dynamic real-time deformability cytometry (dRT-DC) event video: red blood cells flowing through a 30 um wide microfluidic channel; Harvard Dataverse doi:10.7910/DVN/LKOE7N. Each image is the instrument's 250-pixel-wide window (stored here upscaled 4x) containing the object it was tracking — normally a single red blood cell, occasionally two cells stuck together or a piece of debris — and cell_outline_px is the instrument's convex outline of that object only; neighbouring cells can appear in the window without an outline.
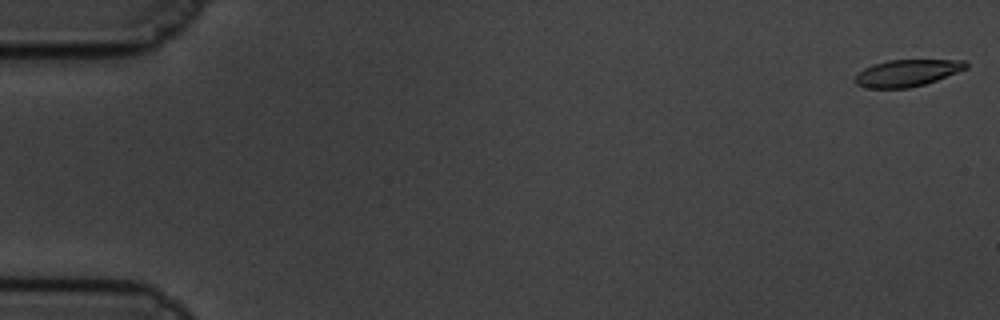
{"species": "common noctule bat (a hibernating species)", "species_latin": "Nyctalus noctula", "temperature_condition": "cold", "stored_images_in_passage": 60, "camera_frame_rate_fps": 3000, "um_per_image_px": 0.085, "animal": {"sex": "male", "body_mass_g": 19.5, "forearm_length_mm": 54.6}, "frame": {"image": 1, "passage_image": 1, "time_ms": 0.0, "image_size_px": [1000, 320], "cell_outline_px": [[968, 68], [936, 80], [924, 84], [908, 88], [864, 88], [856, 84], [852, 80], [864, 68], [888, 60], [964, 60], [968, 64]], "centroid_in_image_um": [77.09, 6.21], "position_along_channel_um": 7.9, "area_um2": 17.22}}
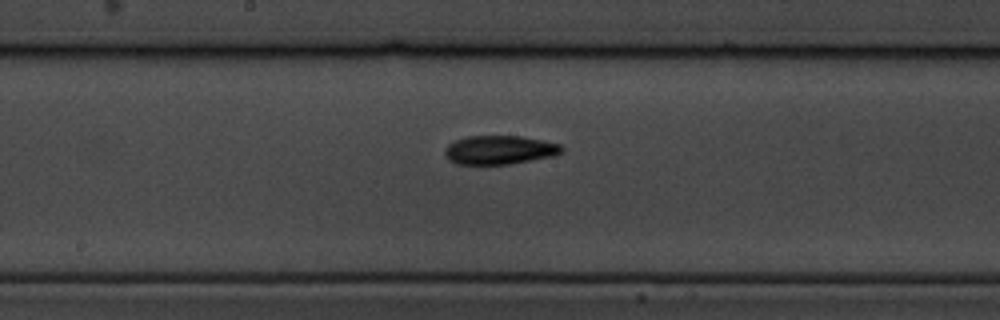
{"frame": {"image": 2, "passage_image": 32, "time_ms": 10.333, "image_size_px": [1000, 320], "cell_outline_px": [[564, 152], [552, 156], [508, 164], [456, 164], [448, 160], [444, 152], [444, 148], [448, 144], [456, 140], [468, 136], [520, 136], [560, 144], [564, 148]], "centroid_in_image_um": [42.43, 12.74], "position_along_channel_um": 205.8, "area_um2": 19.54}}
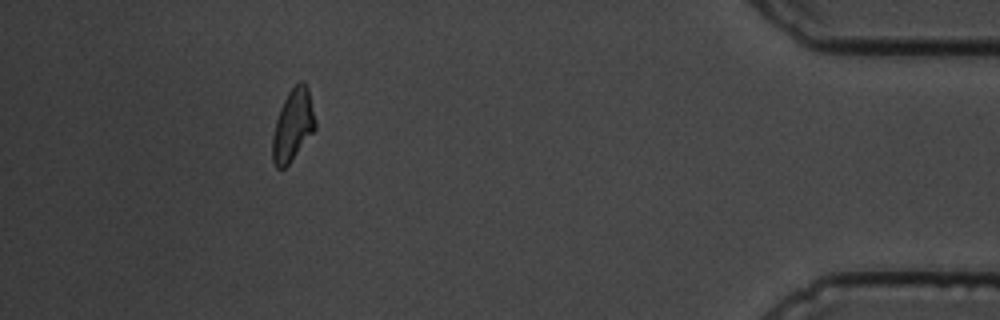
{"frame": {"image": 3, "passage_image": 55, "time_ms": 18.0, "image_size_px": [1000, 320], "cell_outline_px": [[316, 128], [288, 164], [284, 168], [276, 168], [272, 160], [272, 136], [276, 120], [280, 108], [288, 92], [300, 80], [304, 80], [308, 88], [316, 120]], "centroid_in_image_um": [24.89, 10.62], "position_along_channel_um": 410.3, "area_um2": 17.8}, "authors_computed_cell_mechanics": {"area_um2": 18.496, "velocity_mm_per_s": 3.3574, "shape_relaxation_time_tau1_ms": 6.3254, "shape_relaxation_time_tau2_ms": 11.2533, "deformation_change_tau1": 0.1554, "deformation_change_tau2": 0.1991}}